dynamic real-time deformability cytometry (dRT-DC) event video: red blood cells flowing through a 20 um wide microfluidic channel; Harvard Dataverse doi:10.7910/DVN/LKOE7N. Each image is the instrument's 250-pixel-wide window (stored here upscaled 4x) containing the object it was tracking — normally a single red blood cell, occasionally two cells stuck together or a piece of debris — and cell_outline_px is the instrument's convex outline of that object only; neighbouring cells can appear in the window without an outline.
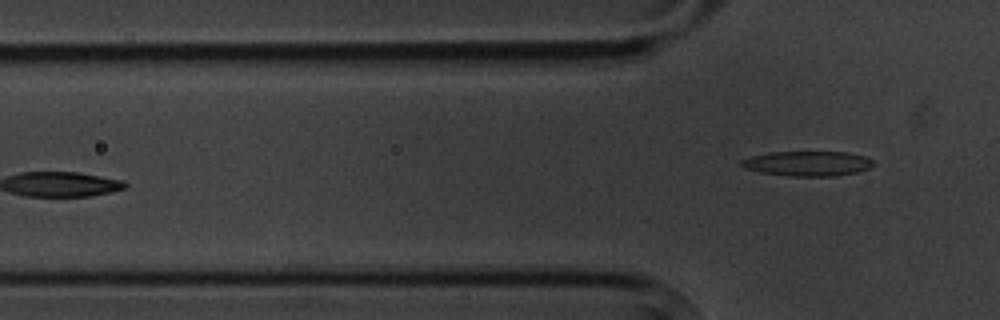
{"species": "common noctule bat (a hibernating species)", "species_latin": "Nyctalus noctula", "temperature_condition": "cold", "stored_images_in_passage": 7, "camera_frame_rate_fps": 3000, "um_per_image_px": 0.085, "animal": {"sex": "male", "body_mass_g": 20.1, "forearm_length_mm": 53.5}, "frame": {"image": 1, "passage_image": 7, "time_ms": 7.0, "image_size_px": [1000, 320], "cell_outline_px": [[876, 164], [868, 168], [856, 172], [836, 176], [788, 176], [760, 172], [744, 168], [740, 164], [740, 160], [752, 156], [768, 152], [844, 152], [864, 156], [872, 160]], "centroid_in_image_um": [68.62, 13.9], "position_along_channel_um": 57.2, "area_um2": 19.13}}